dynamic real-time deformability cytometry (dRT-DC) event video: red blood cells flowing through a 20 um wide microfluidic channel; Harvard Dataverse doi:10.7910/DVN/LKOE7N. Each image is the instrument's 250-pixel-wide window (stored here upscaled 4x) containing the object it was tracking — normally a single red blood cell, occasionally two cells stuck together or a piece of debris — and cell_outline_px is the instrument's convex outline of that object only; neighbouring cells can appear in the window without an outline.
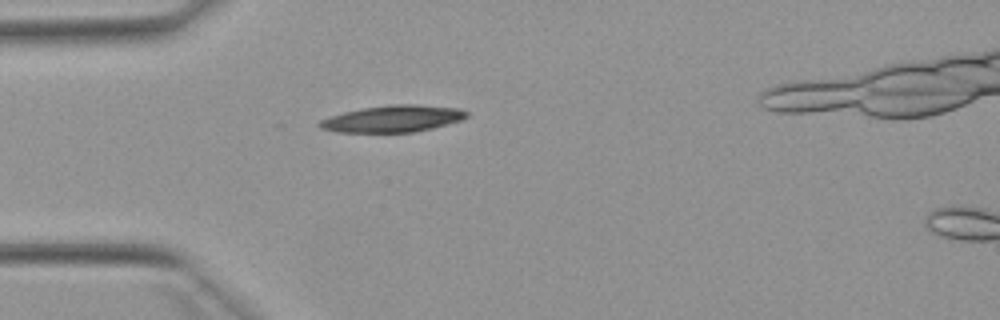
{"species": "Egyptian fruit bat (a non-hibernating species)", "species_latin": "Rousettus aegyptiacus", "temperature_condition": "warm", "stored_images_in_passage": 21, "camera_frame_rate_fps": 3000, "um_per_image_px": 0.085, "animal": {"sex": "female"}, "frame": {"image": 1, "passage_image": 1, "time_ms": 0.0, "image_size_px": [1000, 320], "cell_outline_px": [[468, 116], [460, 120], [432, 128], [412, 132], [336, 132], [320, 128], [316, 124], [320, 120], [344, 112], [364, 108], [392, 104], [416, 104], [460, 108], [468, 112]], "centroid_in_image_um": [33.39, 10.09], "position_along_channel_um": 51.6, "area_um2": 22.77}}
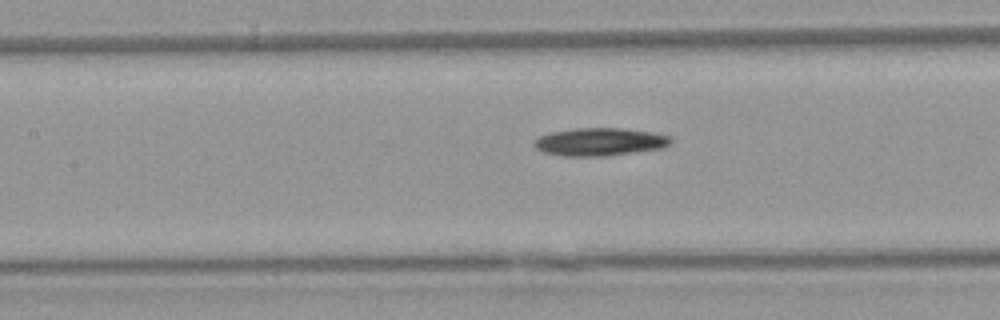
{"frame": {"image": 2, "passage_image": 10, "time_ms": 3.0, "image_size_px": [1000, 320], "cell_outline_px": [[672, 140], [664, 148], [604, 156], [564, 156], [544, 152], [536, 148], [532, 144], [532, 140], [540, 136], [552, 132], [572, 128], [620, 128], [652, 132], [668, 136]], "centroid_in_image_um": [50.94, 12.05], "position_along_channel_um": 156.5, "area_um2": 22.14}}
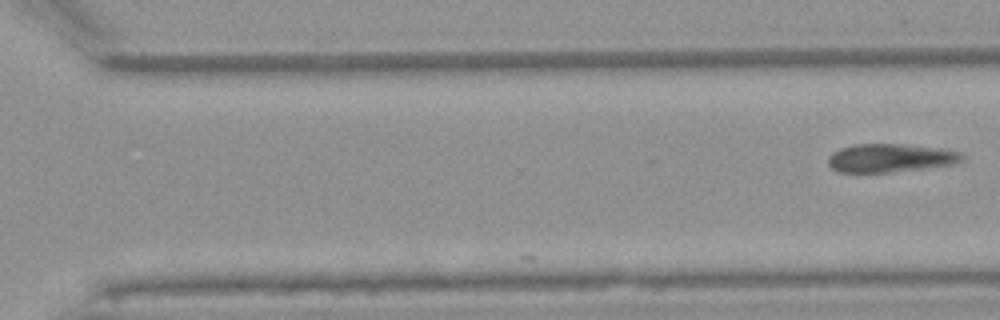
{"frame": {"image": 3, "passage_image": 21, "time_ms": 6.667, "image_size_px": [1000, 320], "cell_outline_px": [[964, 160], [956, 164], [892, 172], [840, 172], [832, 168], [828, 164], [828, 156], [832, 152], [840, 148], [856, 144], [900, 144], [940, 148], [960, 152], [964, 156]], "centroid_in_image_um": [75.69, 13.43], "position_along_channel_um": 294.9, "area_um2": 22.2}}